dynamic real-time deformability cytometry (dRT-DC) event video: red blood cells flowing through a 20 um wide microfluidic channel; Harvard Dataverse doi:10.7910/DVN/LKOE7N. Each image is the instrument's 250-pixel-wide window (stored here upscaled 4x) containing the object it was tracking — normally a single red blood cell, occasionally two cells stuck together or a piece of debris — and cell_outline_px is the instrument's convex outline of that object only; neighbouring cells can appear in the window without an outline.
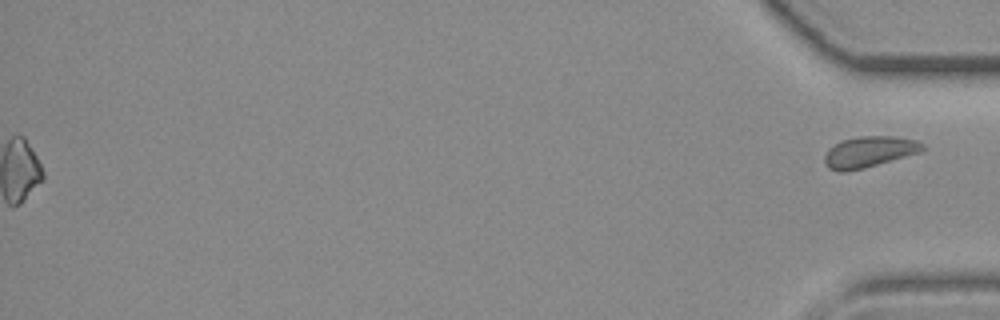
{"species": "common noctule bat (a hibernating species)", "species_latin": "Nyctalus noctula", "temperature_condition": "room temperature", "stored_images_in_passage": 40, "segment_of_instrument_passage": [2, 2], "camera_frame_rate_fps": 3000, "um_per_image_px": 0.085, "animal": {"sex": "female", "body_mass_g": 19.3, "forearm_length_mm": 54.1}, "frame": {"image": 1, "passage_image": 40, "time_ms": 13.0, "image_size_px": [1000, 320], "cell_outline_px": [[928, 148], [920, 152], [864, 168], [848, 172], [840, 172], [828, 168], [824, 160], [824, 156], [828, 148], [840, 140], [860, 136], [896, 136], [916, 140], [924, 144]], "centroid_in_image_um": [73.87, 12.9], "position_along_channel_um": 361.3, "area_um2": 17.92}}